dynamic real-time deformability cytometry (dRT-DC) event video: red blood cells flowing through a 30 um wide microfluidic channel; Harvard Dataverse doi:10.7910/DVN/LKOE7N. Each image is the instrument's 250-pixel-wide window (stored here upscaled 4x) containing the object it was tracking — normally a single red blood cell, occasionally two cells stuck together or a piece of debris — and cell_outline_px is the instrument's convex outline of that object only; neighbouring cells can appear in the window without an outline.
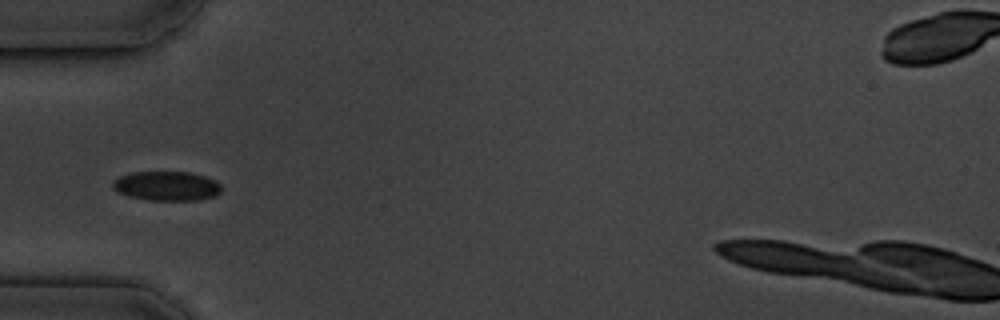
{"species": "common noctule bat (a hibernating species)", "species_latin": "Nyctalus noctula", "temperature_condition": "cold", "stored_images_in_passage": 10, "camera_frame_rate_fps": 3000, "um_per_image_px": 0.085, "animal": {"sex": "male", "body_mass_g": 19.5, "forearm_length_mm": 54.6}, "frame": {"image": 1, "passage_image": 4, "time_ms": 4.333, "image_size_px": [1000, 320], "cell_outline_px": [[220, 192], [216, 196], [200, 200], [148, 200], [128, 196], [112, 188], [112, 180], [120, 176], [132, 172], [188, 172], [204, 176], [216, 180], [220, 184]], "centroid_in_image_um": [14.17, 15.81], "position_along_channel_um": 70.8, "area_um2": 18.67}}
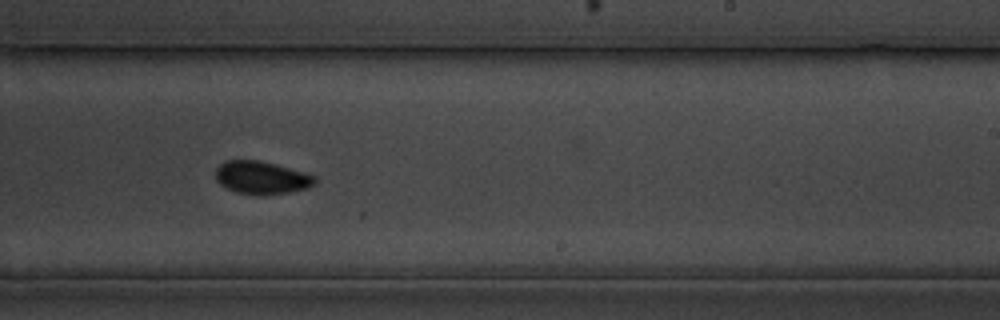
{"frame": {"image": 2, "passage_image": 9, "time_ms": 10.0, "image_size_px": [1000, 320], "cell_outline_px": [[316, 184], [308, 188], [288, 192], [236, 192], [220, 184], [216, 180], [216, 168], [224, 160], [260, 160], [276, 164], [304, 172], [316, 176]], "centroid_in_image_um": [22.24, 15.04], "position_along_channel_um": 266.8, "area_um2": 18.44}}